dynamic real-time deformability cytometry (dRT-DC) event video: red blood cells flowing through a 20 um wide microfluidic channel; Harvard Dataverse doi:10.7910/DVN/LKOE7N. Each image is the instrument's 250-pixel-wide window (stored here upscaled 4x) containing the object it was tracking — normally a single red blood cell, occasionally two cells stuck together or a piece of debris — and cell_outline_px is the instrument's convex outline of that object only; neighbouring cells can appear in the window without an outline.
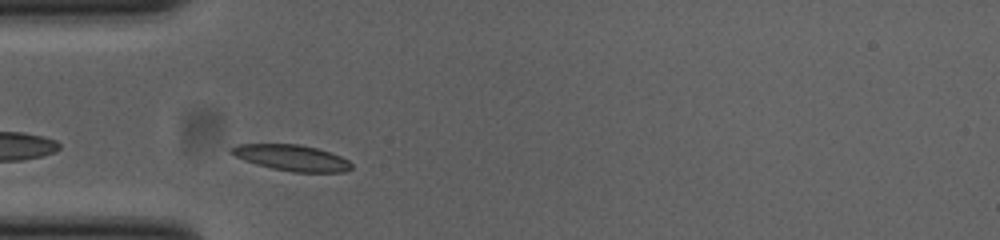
{"species": "common noctule bat (a hibernating species)", "species_latin": "Nyctalus noctula", "temperature_condition": "cold", "stored_images_in_passage": 30, "camera_frame_rate_fps": 3000, "um_per_image_px": 0.085, "animal": {"sex": "female", "body_mass_g": 23.0, "forearm_length_mm": 53.4}, "frame": {"image": 1, "passage_image": 4, "time_ms": 1.0, "image_size_px": [1000, 240], "cell_outline_px": [[352, 168], [344, 172], [292, 172], [272, 168], [256, 164], [244, 160], [228, 152], [228, 148], [236, 144], [300, 144], [316, 148], [340, 156], [348, 160], [352, 164]], "centroid_in_image_um": [24.76, 13.41], "position_along_channel_um": 60.2, "area_um2": 18.21}}
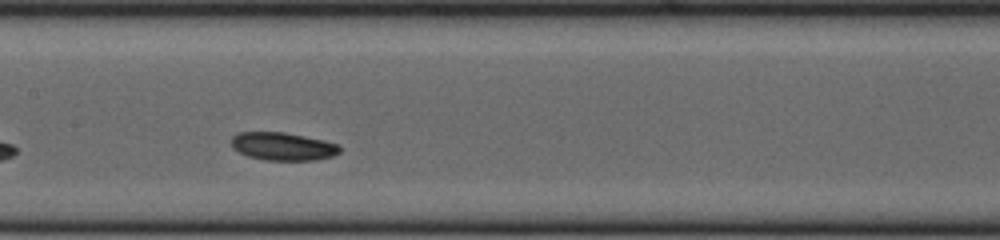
{"frame": {"image": 2, "passage_image": 14, "time_ms": 4.333, "image_size_px": [1000, 240], "cell_outline_px": [[340, 152], [332, 156], [316, 160], [264, 160], [248, 156], [232, 148], [232, 136], [240, 132], [284, 132], [324, 140], [340, 144]], "centroid_in_image_um": [24.06, 12.44], "position_along_channel_um": 183.3, "area_um2": 17.69}}
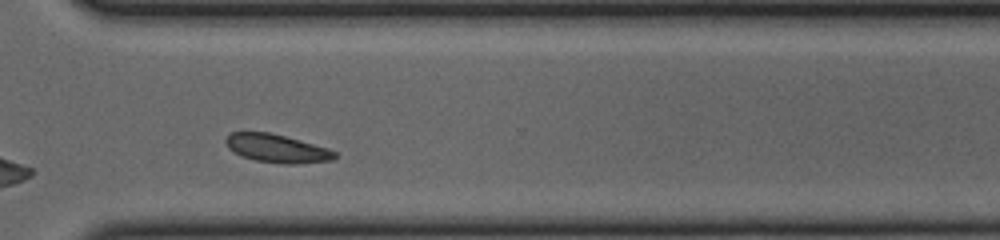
{"frame": {"image": 3, "passage_image": 27, "time_ms": 8.667, "image_size_px": [1000, 240], "cell_outline_px": [[336, 156], [332, 160], [296, 164], [284, 164], [256, 160], [240, 156], [228, 148], [224, 140], [232, 132], [268, 132], [284, 136], [328, 148], [336, 152]], "centroid_in_image_um": [23.51, 12.62], "position_along_channel_um": 347.1, "area_um2": 17.8}, "authors_computed_cell_mechanics": {"area_um2": 17.8024, "velocity_mm_per_s": 3.7751, "shape_relaxation_time_tau1_ms": 0.6822, "shape_relaxation_time_tau2_ms": null, "deformation_change_tau1": 0.0303, "deformation_change_tau2": null}}